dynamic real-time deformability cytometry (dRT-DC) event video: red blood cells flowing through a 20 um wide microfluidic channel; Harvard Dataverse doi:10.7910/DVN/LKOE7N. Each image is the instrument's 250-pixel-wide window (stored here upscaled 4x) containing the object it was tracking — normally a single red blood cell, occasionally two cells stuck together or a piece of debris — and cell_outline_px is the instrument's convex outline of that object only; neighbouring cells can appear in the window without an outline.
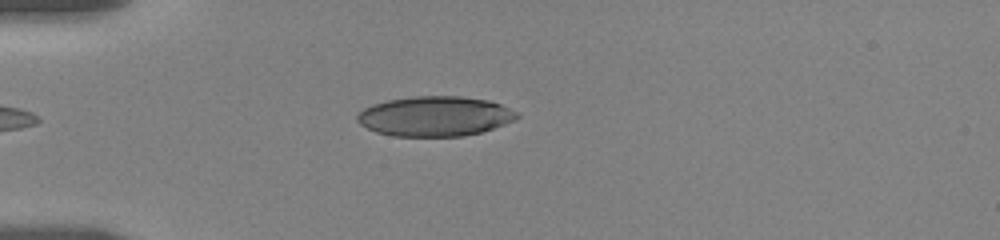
{"species": "human", "species_latin": "Homo sapiens", "temperature_condition": "room temperature", "stored_images_in_passage": 8, "camera_frame_rate_fps": 3000, "um_per_image_px": 0.085, "donor": {"sex": "female"}, "frame": {"image": 1, "passage_image": 4, "time_ms": 1.667, "image_size_px": [1000, 240], "cell_outline_px": [[520, 116], [516, 120], [480, 132], [464, 136], [392, 136], [376, 132], [360, 124], [356, 120], [356, 116], [364, 108], [372, 104], [388, 100], [412, 96], [460, 96], [488, 100], [500, 104], [516, 112]], "centroid_in_image_um": [36.95, 9.88], "position_along_channel_um": 48.0, "area_um2": 37.11}}
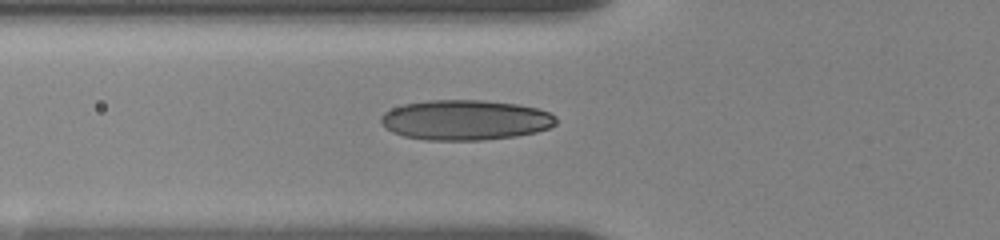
{"frame": {"image": 2, "passage_image": 7, "time_ms": 3.333, "image_size_px": [1000, 240], "cell_outline_px": [[556, 124], [548, 128], [536, 132], [516, 136], [484, 140], [424, 140], [404, 136], [392, 132], [384, 128], [380, 124], [380, 116], [384, 112], [392, 108], [404, 104], [428, 100], [480, 100], [516, 104], [536, 108], [548, 112], [556, 116]], "centroid_in_image_um": [39.51, 10.2], "position_along_channel_um": 86.3, "area_um2": 41.15}}